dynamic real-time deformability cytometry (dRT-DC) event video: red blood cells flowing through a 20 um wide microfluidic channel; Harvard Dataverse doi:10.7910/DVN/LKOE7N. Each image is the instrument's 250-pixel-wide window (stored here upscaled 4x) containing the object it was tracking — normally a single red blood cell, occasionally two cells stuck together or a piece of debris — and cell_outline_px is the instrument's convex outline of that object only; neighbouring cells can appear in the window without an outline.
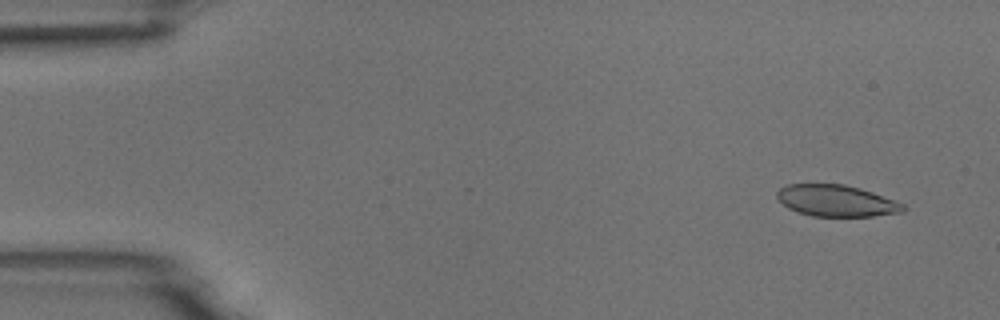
{"species": "common noctule bat (a hibernating species)", "species_latin": "Nyctalus noctula", "temperature_condition": "room temperature", "stored_images_in_passage": 54, "camera_frame_rate_fps": 3000, "um_per_image_px": 0.085, "animal": {"sex": "male", "body_mass_g": 18.8}, "frame": {"image": 1, "passage_image": 4, "time_ms": 1.0, "image_size_px": [1000, 320], "cell_outline_px": [[908, 208], [900, 212], [872, 216], [812, 216], [796, 212], [788, 208], [776, 196], [776, 192], [780, 188], [788, 184], [844, 184], [860, 188], [872, 192], [904, 204]], "centroid_in_image_um": [71.07, 17.06], "position_along_channel_um": 13.9, "area_um2": 23.06}}
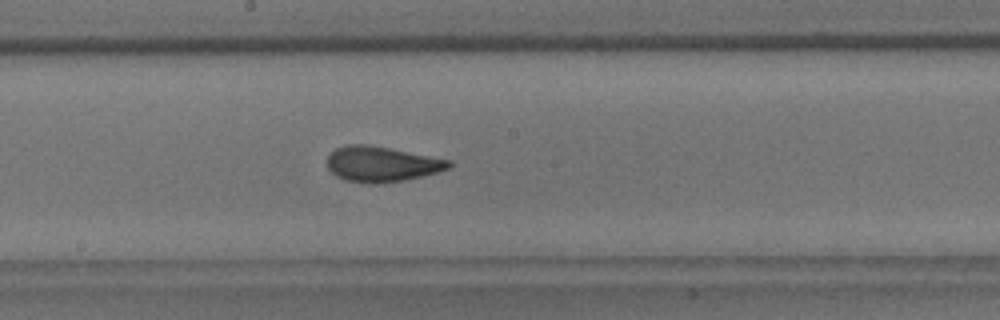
{"frame": {"image": 2, "passage_image": 29, "time_ms": 9.333, "image_size_px": [1000, 320], "cell_outline_px": [[452, 164], [448, 168], [424, 176], [404, 180], [344, 180], [336, 176], [328, 168], [328, 156], [336, 148], [348, 144], [368, 144], [452, 160]], "centroid_in_image_um": [32.46, 13.89], "position_along_channel_um": 215.7, "area_um2": 24.1}}
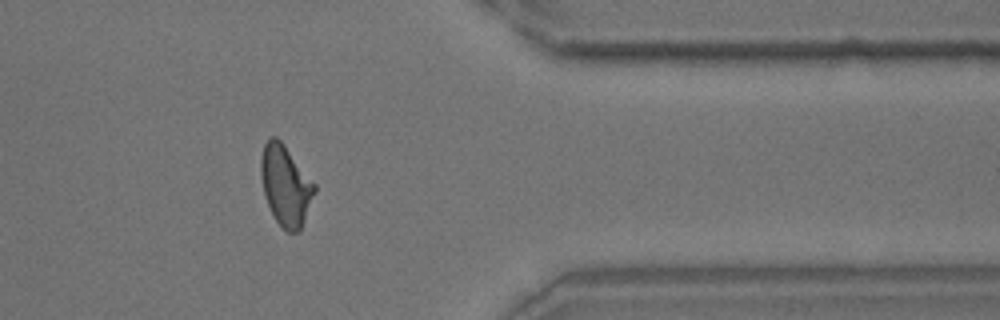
{"frame": {"image": 3, "passage_image": 44, "time_ms": 14.333, "image_size_px": [1000, 320], "cell_outline_px": [[316, 192], [300, 232], [288, 232], [276, 220], [268, 204], [264, 192], [260, 172], [260, 160], [264, 144], [272, 136], [276, 136], [284, 144], [316, 184]], "centroid_in_image_um": [24.3, 15.76], "position_along_channel_um": 387.1, "area_um2": 25.03}, "authors_computed_cell_mechanics": {"area_um2": 24.5072, "velocity_mm_per_s": 3.7529, "shape_relaxation_time_tau1_ms": 5.4996, "shape_relaxation_time_tau2_ms": 1.3494, "deformation_change_tau1": 0.1616, "deformation_change_tau2": 0.0751}}